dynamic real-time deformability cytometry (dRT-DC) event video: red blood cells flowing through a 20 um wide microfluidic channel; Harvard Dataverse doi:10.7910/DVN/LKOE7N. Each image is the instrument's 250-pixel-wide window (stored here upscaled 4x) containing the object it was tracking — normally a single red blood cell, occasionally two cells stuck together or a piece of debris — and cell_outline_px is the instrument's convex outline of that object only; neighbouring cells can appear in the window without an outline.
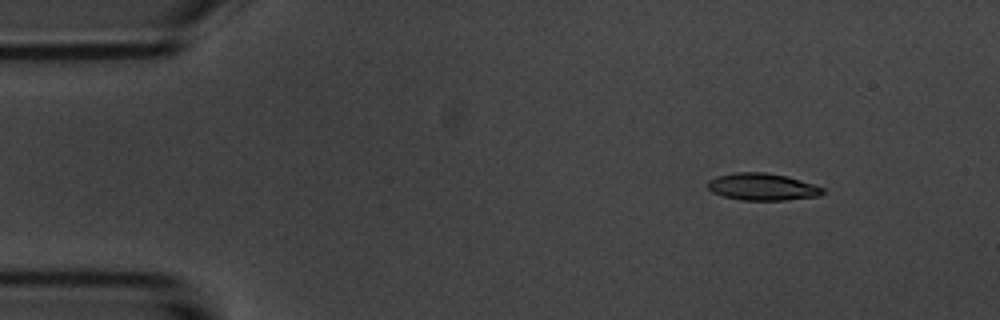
{"species": "common noctule bat (a hibernating species)", "species_latin": "Nyctalus noctula", "temperature_condition": "room temperature", "stored_images_in_passage": 6, "camera_frame_rate_fps": 3000, "um_per_image_px": 0.085, "animal": {"sex": "male", "body_mass_g": 20.1, "forearm_length_mm": 53.5}, "frame": {"image": 1, "passage_image": 2, "time_ms": 2.0, "image_size_px": [1000, 320], "cell_outline_px": [[824, 192], [820, 196], [784, 200], [740, 200], [724, 196], [712, 192], [708, 188], [708, 180], [716, 176], [736, 172], [764, 172], [788, 176], [824, 188]], "centroid_in_image_um": [64.79, 15.88], "position_along_channel_um": 20.2, "area_um2": 18.15}}
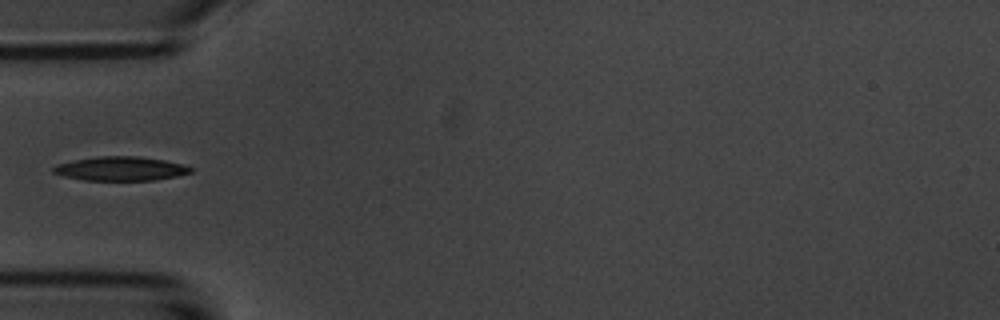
{"frame": {"image": 2, "passage_image": 5, "time_ms": 5.667, "image_size_px": [1000, 320], "cell_outline_px": [[196, 168], [192, 172], [176, 176], [156, 180], [84, 180], [64, 176], [52, 172], [52, 168], [56, 164], [72, 160], [96, 156], [140, 156], [164, 160], [184, 164]], "centroid_in_image_um": [10.27, 14.33], "position_along_channel_um": 74.7, "area_um2": 19.48}}